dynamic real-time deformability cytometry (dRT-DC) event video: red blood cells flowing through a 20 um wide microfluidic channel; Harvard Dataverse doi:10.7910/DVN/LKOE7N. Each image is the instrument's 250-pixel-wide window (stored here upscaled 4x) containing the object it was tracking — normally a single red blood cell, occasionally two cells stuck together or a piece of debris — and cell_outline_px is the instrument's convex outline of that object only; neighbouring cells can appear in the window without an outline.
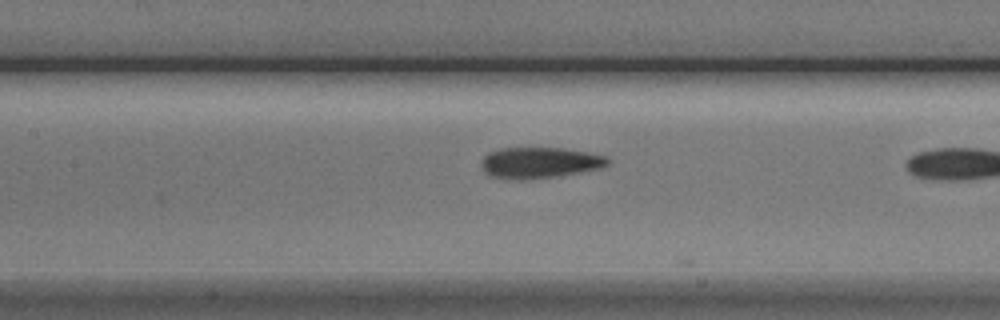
{"species": "Egyptian fruit bat (a non-hibernating species)", "species_latin": "Rousettus aegyptiacus", "temperature_condition": "cold", "stored_images_in_passage": 12, "camera_frame_rate_fps": 3000, "um_per_image_px": 0.085, "animal": {"sex": "male"}, "frame": {"image": 1, "passage_image": 11, "time_ms": 3.333, "image_size_px": [1000, 320], "cell_outline_px": [[608, 164], [600, 168], [580, 172], [556, 176], [524, 180], [520, 180], [492, 176], [484, 168], [484, 156], [500, 148], [564, 148], [588, 152], [608, 156]], "centroid_in_image_um": [45.95, 13.82], "position_along_channel_um": 161.5, "area_um2": 22.37}}